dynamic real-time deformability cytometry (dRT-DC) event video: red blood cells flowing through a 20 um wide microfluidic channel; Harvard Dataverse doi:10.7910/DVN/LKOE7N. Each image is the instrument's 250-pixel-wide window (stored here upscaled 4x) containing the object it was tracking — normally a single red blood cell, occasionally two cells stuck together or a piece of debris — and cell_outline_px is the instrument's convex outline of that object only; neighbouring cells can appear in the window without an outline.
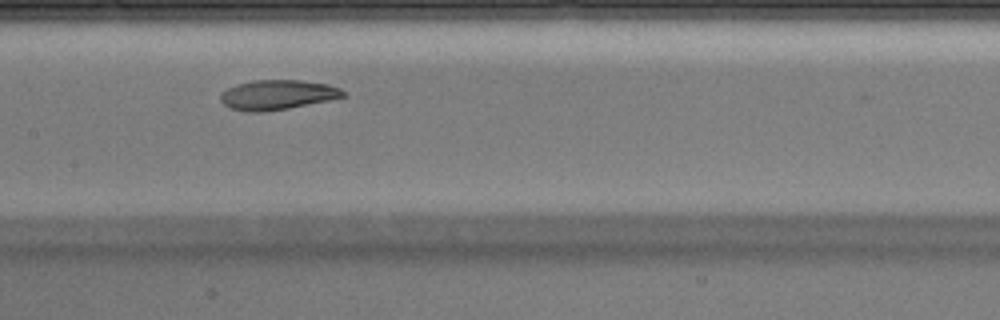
{"species": "Egyptian fruit bat (a non-hibernating species)", "species_latin": "Rousettus aegyptiacus", "temperature_condition": "warm", "stored_images_in_passage": 20, "camera_frame_rate_fps": 3000, "um_per_image_px": 0.085, "animal": {"sex": "male"}, "frame": {"image": 1, "passage_image": 9, "time_ms": 2.667, "image_size_px": [1000, 320], "cell_outline_px": [[344, 96], [328, 100], [288, 108], [264, 112], [248, 112], [228, 108], [220, 100], [220, 96], [228, 88], [236, 84], [252, 80], [300, 80], [328, 84], [340, 88], [344, 92]], "centroid_in_image_um": [23.54, 8.06], "position_along_channel_um": 183.9, "area_um2": 21.15}}